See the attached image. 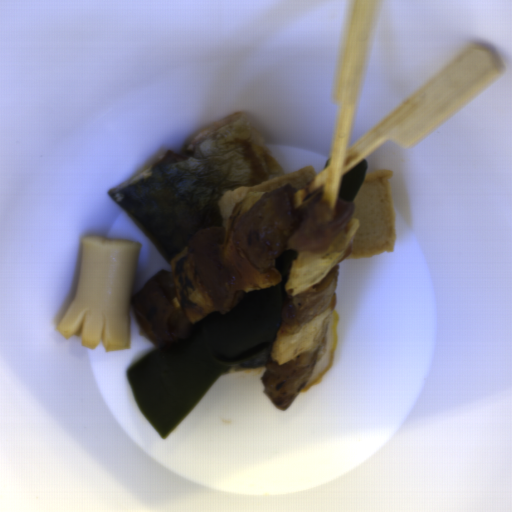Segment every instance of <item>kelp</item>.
I'll list each match as a JSON object with an SVG mask.
<instances>
[{
    "label": "kelp",
    "instance_id": "99668d17",
    "mask_svg": "<svg viewBox=\"0 0 512 512\" xmlns=\"http://www.w3.org/2000/svg\"><path fill=\"white\" fill-rule=\"evenodd\" d=\"M296 257L295 250L276 256L279 284L244 291L235 308L204 316L187 338L156 346L126 370L136 405L160 438L189 415L220 375L274 343Z\"/></svg>",
    "mask_w": 512,
    "mask_h": 512
},
{
    "label": "kelp",
    "instance_id": "cf089659",
    "mask_svg": "<svg viewBox=\"0 0 512 512\" xmlns=\"http://www.w3.org/2000/svg\"><path fill=\"white\" fill-rule=\"evenodd\" d=\"M367 168V160L362 159L342 176L335 208L338 206L341 200H347L351 203L353 202L363 184L366 175H368Z\"/></svg>",
    "mask_w": 512,
    "mask_h": 512
},
{
    "label": "kelp",
    "instance_id": "604fcf36",
    "mask_svg": "<svg viewBox=\"0 0 512 512\" xmlns=\"http://www.w3.org/2000/svg\"><path fill=\"white\" fill-rule=\"evenodd\" d=\"M330 163H331V158H330L329 160H327V162H326V164H325L324 168H325V167H327V166H329V165H330Z\"/></svg>",
    "mask_w": 512,
    "mask_h": 512
}]
</instances>
